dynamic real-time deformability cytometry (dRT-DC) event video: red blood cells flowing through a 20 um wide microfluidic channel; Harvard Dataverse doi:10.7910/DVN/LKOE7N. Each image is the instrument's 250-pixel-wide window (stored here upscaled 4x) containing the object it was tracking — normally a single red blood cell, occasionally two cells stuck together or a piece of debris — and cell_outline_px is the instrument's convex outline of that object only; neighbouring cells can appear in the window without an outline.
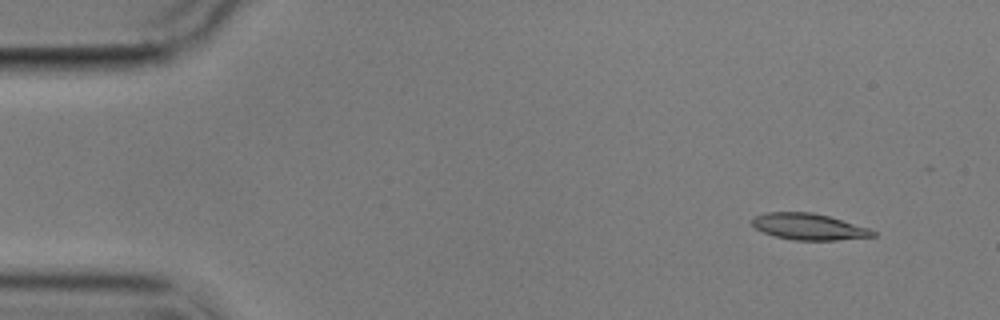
{"species": "common noctule bat (a hibernating species)", "species_latin": "Nyctalus noctula", "temperature_condition": "cold", "stored_images_in_passage": 4, "camera_frame_rate_fps": 3000, "um_per_image_px": 0.085, "animal": {"sex": "male", "body_mass_g": 17.9}, "frame": {"image": 1, "passage_image": 1, "time_ms": 0.0, "image_size_px": [1000, 320], "cell_outline_px": [[876, 236], [836, 240], [792, 240], [776, 236], [764, 232], [756, 228], [752, 224], [752, 220], [756, 216], [768, 212], [812, 212], [828, 216], [868, 228], [876, 232]], "centroid_in_image_um": [68.75, 19.27], "position_along_channel_um": 16.2, "area_um2": 18.26}}
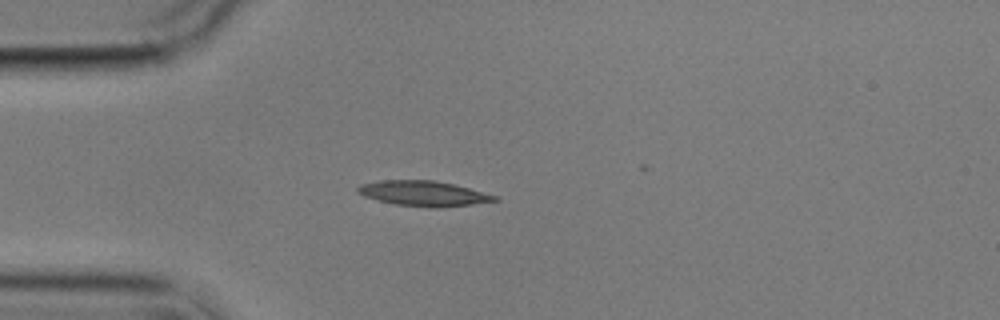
{"frame": {"image": 2, "passage_image": 4, "time_ms": 3.333, "image_size_px": [1000, 320], "cell_outline_px": [[500, 200], [472, 204], [436, 208], [432, 208], [396, 204], [364, 196], [356, 192], [356, 188], [360, 184], [380, 180], [432, 180], [452, 184], [468, 188], [496, 196]], "centroid_in_image_um": [35.96, 16.44], "position_along_channel_um": 49.0, "area_um2": 19.83}}